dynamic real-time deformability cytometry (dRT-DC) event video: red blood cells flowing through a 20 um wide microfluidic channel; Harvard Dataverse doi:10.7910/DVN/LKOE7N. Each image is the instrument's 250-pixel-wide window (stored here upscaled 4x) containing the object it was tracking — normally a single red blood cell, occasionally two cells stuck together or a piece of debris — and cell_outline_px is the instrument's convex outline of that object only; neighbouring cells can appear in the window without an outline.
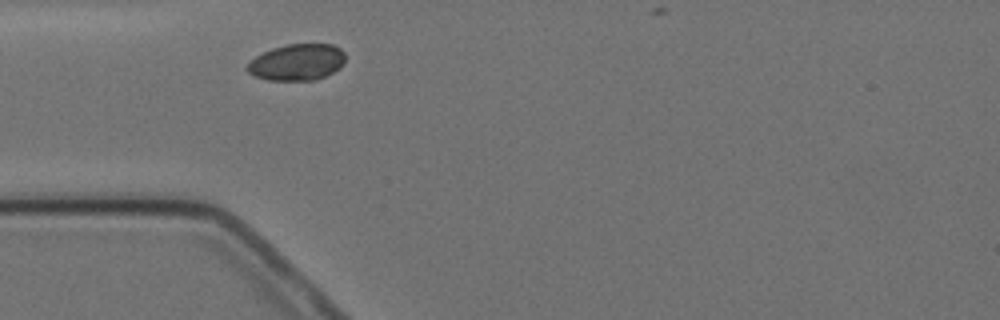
{"species": "Egyptian fruit bat (a non-hibernating species)", "species_latin": "Rousettus aegyptiacus", "temperature_condition": "cold", "stored_images_in_passage": 2, "camera_frame_rate_fps": 3000, "um_per_image_px": 0.085, "animal": {"sex": "female"}, "frame": {"image": 1, "passage_image": 1, "time_ms": 0.0, "image_size_px": [1000, 320], "cell_outline_px": [[344, 64], [340, 68], [316, 80], [268, 80], [256, 76], [248, 72], [244, 68], [256, 56], [272, 48], [288, 44], [332, 44], [340, 48], [344, 52]], "centroid_in_image_um": [25.26, 5.29], "position_along_channel_um": 59.7, "area_um2": 20.75}}
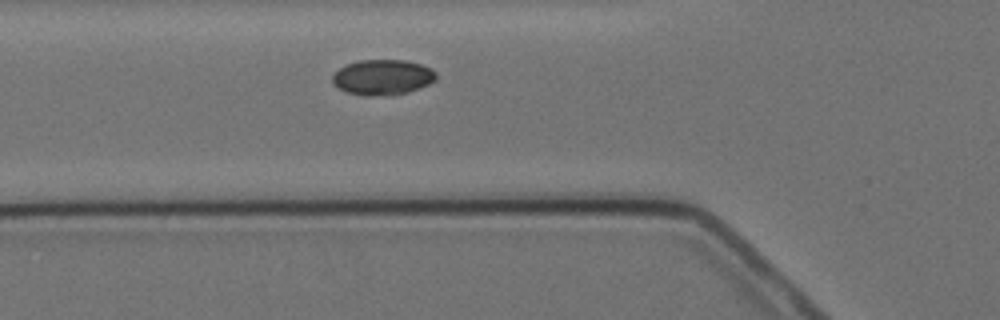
{"frame": {"image": 2, "passage_image": 2, "time_ms": 1.0, "image_size_px": [1000, 320], "cell_outline_px": [[436, 80], [428, 84], [408, 92], [388, 96], [364, 96], [348, 92], [340, 88], [332, 80], [332, 76], [340, 68], [348, 64], [360, 60], [404, 60], [420, 64], [432, 68], [436, 72]], "centroid_in_image_um": [32.56, 6.57], "position_along_channel_um": 93.2, "area_um2": 21.27}}